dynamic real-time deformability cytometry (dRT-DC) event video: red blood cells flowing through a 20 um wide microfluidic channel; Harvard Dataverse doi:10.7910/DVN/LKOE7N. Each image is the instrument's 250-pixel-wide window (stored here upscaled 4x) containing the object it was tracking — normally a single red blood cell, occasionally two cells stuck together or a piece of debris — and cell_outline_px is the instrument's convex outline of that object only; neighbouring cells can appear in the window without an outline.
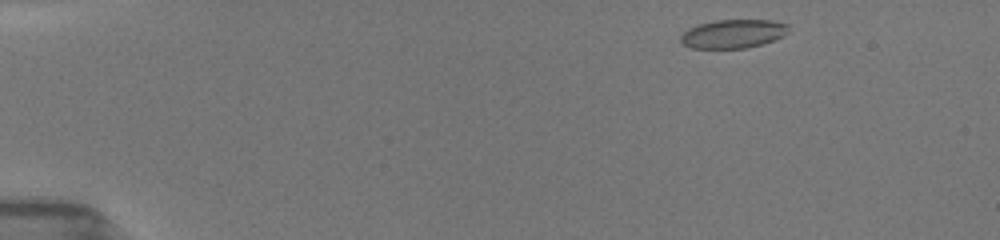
{"species": "common noctule bat (a hibernating species)", "species_latin": "Nyctalus noctula", "temperature_condition": "room temperature", "stored_images_in_passage": 14, "camera_frame_rate_fps": 3000, "um_per_image_px": 0.085, "animal": {"sex": "female", "body_mass_g": 19.5, "forearm_length_mm": 54.1}, "frame": {"image": 1, "passage_image": 1, "time_ms": 0.0, "image_size_px": [1000, 240], "cell_outline_px": [[788, 32], [784, 36], [776, 40], [748, 48], [688, 48], [680, 40], [680, 36], [688, 28], [700, 24], [716, 20], [772, 20], [788, 24]], "centroid_in_image_um": [62.34, 2.88], "position_along_channel_um": 22.7, "area_um2": 18.15}}
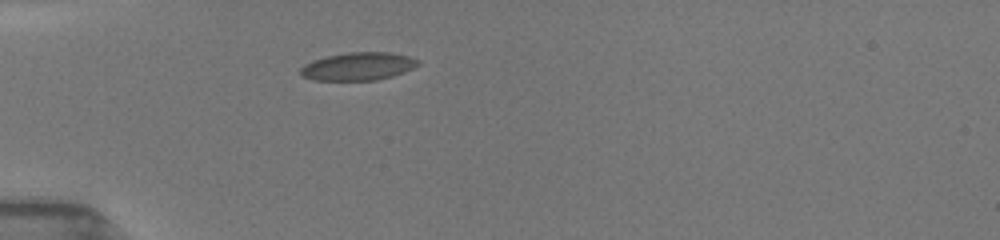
{"frame": {"image": 2, "passage_image": 12, "time_ms": 3.0, "image_size_px": [1000, 240], "cell_outline_px": [[420, 64], [404, 72], [392, 76], [376, 80], [312, 80], [300, 76], [300, 68], [304, 64], [312, 60], [328, 56], [348, 52], [388, 52], [408, 56], [420, 60]], "centroid_in_image_um": [30.42, 5.64], "position_along_channel_um": 54.6, "area_um2": 19.19}}